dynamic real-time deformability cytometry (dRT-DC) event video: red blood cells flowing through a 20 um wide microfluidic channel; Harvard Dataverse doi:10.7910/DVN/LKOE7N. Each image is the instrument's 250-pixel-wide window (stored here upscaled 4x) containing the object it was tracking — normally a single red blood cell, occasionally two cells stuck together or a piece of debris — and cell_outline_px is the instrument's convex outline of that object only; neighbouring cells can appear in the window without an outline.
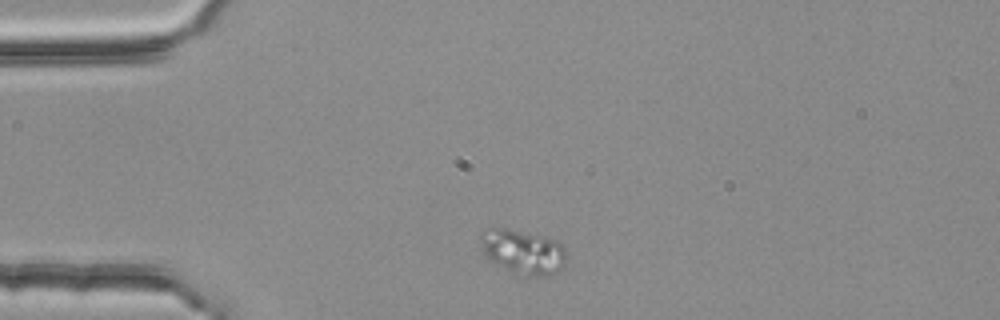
{"species": "common noctule bat (a hibernating species)", "species_latin": "Nyctalus noctula", "temperature_condition": "room temperature", "stored_images_in_passage": 3, "camera_frame_rate_fps": 3000, "um_per_image_px": 0.085, "animal": {"sex": "female", "body_mass_g": 25.1}, "frame": {"image": 1, "passage_image": 1, "time_ms": 0.0, "image_size_px": [1000, 320], "cell_outline_px": [[568, 256], [564, 264], [556, 272], [548, 276], [528, 276], [512, 272], [488, 260], [484, 256], [480, 236], [480, 232], [484, 228], [504, 228], [544, 236], [556, 240], [564, 248]], "centroid_in_image_um": [44.44, 21.4], "position_along_channel_um": 40.6, "area_um2": 22.43}}